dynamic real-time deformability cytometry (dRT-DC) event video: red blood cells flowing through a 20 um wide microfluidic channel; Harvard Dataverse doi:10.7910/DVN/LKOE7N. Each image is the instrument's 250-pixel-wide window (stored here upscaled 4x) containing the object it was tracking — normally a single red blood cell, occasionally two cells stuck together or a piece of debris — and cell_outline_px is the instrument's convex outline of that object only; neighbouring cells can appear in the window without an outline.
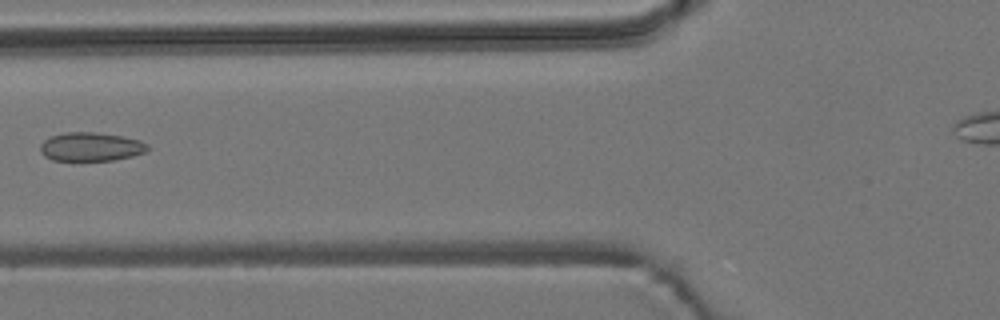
{"species": "common noctule bat (a hibernating species)", "species_latin": "Nyctalus noctula", "temperature_condition": "room temperature", "stored_images_in_passage": 7, "camera_frame_rate_fps": 3000, "um_per_image_px": 0.085, "animal": {"sex": "male", "body_mass_g": 19.2, "forearm_length_mm": 51.8}, "frame": {"image": 1, "passage_image": 6, "time_ms": 1.667, "image_size_px": [1000, 320], "cell_outline_px": [[148, 148], [144, 152], [132, 156], [112, 160], [52, 160], [44, 156], [40, 152], [40, 144], [44, 140], [52, 136], [64, 132], [96, 132], [120, 136], [140, 140], [148, 144]], "centroid_in_image_um": [7.69, 12.47], "position_along_channel_um": 118.1, "area_um2": 17.86}}
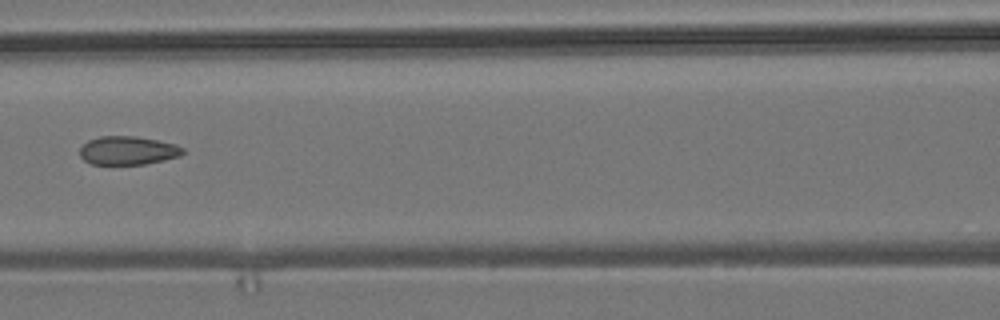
{"frame": {"image": 2, "passage_image": 7, "time_ms": 2.0, "image_size_px": [1000, 320], "cell_outline_px": [[184, 152], [180, 156], [144, 164], [92, 164], [84, 160], [80, 156], [80, 148], [88, 140], [100, 136], [136, 136], [176, 144], [184, 148]], "centroid_in_image_um": [10.86, 12.79], "position_along_channel_um": 155.7, "area_um2": 17.05}}